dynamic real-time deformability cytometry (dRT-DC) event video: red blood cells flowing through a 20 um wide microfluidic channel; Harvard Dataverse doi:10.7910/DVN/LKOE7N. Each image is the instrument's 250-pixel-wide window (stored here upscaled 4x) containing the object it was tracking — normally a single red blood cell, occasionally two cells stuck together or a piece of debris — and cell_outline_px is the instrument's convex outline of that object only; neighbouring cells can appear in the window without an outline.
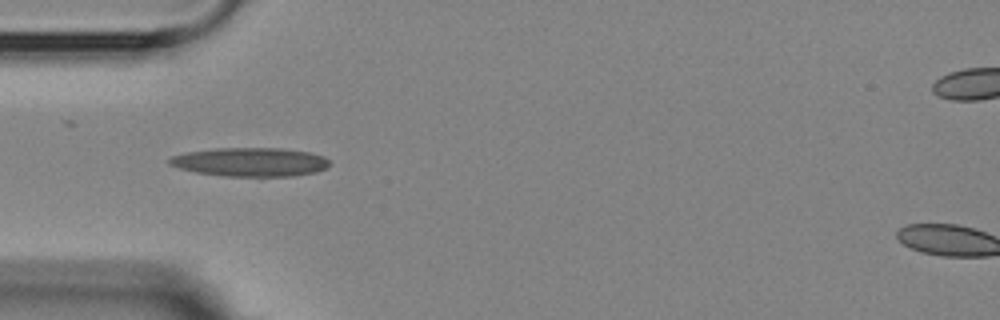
{"species": "Egyptian fruit bat (a non-hibernating species)", "species_latin": "Rousettus aegyptiacus", "temperature_condition": "room temperature", "stored_images_in_passage": 5, "camera_frame_rate_fps": 3000, "um_per_image_px": 0.085, "animal": {"sex": "female"}, "frame": {"image": 1, "passage_image": 5, "time_ms": 5.333, "image_size_px": [1000, 320], "cell_outline_px": [[328, 168], [316, 172], [292, 176], [224, 176], [196, 172], [180, 168], [168, 164], [168, 160], [172, 156], [188, 152], [216, 148], [280, 148], [308, 152], [324, 156], [328, 160]], "centroid_in_image_um": [21.28, 13.77], "position_along_channel_um": 63.7, "area_um2": 26.76}}